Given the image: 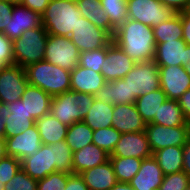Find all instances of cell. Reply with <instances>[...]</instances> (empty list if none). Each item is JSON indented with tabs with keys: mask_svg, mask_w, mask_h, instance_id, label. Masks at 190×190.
I'll return each instance as SVG.
<instances>
[{
	"mask_svg": "<svg viewBox=\"0 0 190 190\" xmlns=\"http://www.w3.org/2000/svg\"><path fill=\"white\" fill-rule=\"evenodd\" d=\"M112 38L136 63L154 60L156 43L151 26L127 19L115 30Z\"/></svg>",
	"mask_w": 190,
	"mask_h": 190,
	"instance_id": "obj_1",
	"label": "cell"
},
{
	"mask_svg": "<svg viewBox=\"0 0 190 190\" xmlns=\"http://www.w3.org/2000/svg\"><path fill=\"white\" fill-rule=\"evenodd\" d=\"M25 69L30 85L41 88L51 97L70 91L71 71L42 60Z\"/></svg>",
	"mask_w": 190,
	"mask_h": 190,
	"instance_id": "obj_2",
	"label": "cell"
},
{
	"mask_svg": "<svg viewBox=\"0 0 190 190\" xmlns=\"http://www.w3.org/2000/svg\"><path fill=\"white\" fill-rule=\"evenodd\" d=\"M82 13L76 0H51L41 15L42 25L48 35L70 37Z\"/></svg>",
	"mask_w": 190,
	"mask_h": 190,
	"instance_id": "obj_3",
	"label": "cell"
},
{
	"mask_svg": "<svg viewBox=\"0 0 190 190\" xmlns=\"http://www.w3.org/2000/svg\"><path fill=\"white\" fill-rule=\"evenodd\" d=\"M95 96L67 91L51 99L50 113L61 123L71 126L82 121L91 109Z\"/></svg>",
	"mask_w": 190,
	"mask_h": 190,
	"instance_id": "obj_4",
	"label": "cell"
},
{
	"mask_svg": "<svg viewBox=\"0 0 190 190\" xmlns=\"http://www.w3.org/2000/svg\"><path fill=\"white\" fill-rule=\"evenodd\" d=\"M48 33L41 27L25 30L23 34L13 41L14 64L21 68L44 60Z\"/></svg>",
	"mask_w": 190,
	"mask_h": 190,
	"instance_id": "obj_5",
	"label": "cell"
},
{
	"mask_svg": "<svg viewBox=\"0 0 190 190\" xmlns=\"http://www.w3.org/2000/svg\"><path fill=\"white\" fill-rule=\"evenodd\" d=\"M128 84L130 101L160 88L158 65L154 61L139 62L123 78Z\"/></svg>",
	"mask_w": 190,
	"mask_h": 190,
	"instance_id": "obj_6",
	"label": "cell"
},
{
	"mask_svg": "<svg viewBox=\"0 0 190 190\" xmlns=\"http://www.w3.org/2000/svg\"><path fill=\"white\" fill-rule=\"evenodd\" d=\"M80 51L69 37L48 35L44 60L72 71L78 64Z\"/></svg>",
	"mask_w": 190,
	"mask_h": 190,
	"instance_id": "obj_7",
	"label": "cell"
},
{
	"mask_svg": "<svg viewBox=\"0 0 190 190\" xmlns=\"http://www.w3.org/2000/svg\"><path fill=\"white\" fill-rule=\"evenodd\" d=\"M69 38L80 53L104 48L113 39L108 32L95 26L83 16L78 19L77 25L72 29Z\"/></svg>",
	"mask_w": 190,
	"mask_h": 190,
	"instance_id": "obj_8",
	"label": "cell"
},
{
	"mask_svg": "<svg viewBox=\"0 0 190 190\" xmlns=\"http://www.w3.org/2000/svg\"><path fill=\"white\" fill-rule=\"evenodd\" d=\"M128 19L154 27L170 19L175 12L159 0H127Z\"/></svg>",
	"mask_w": 190,
	"mask_h": 190,
	"instance_id": "obj_9",
	"label": "cell"
},
{
	"mask_svg": "<svg viewBox=\"0 0 190 190\" xmlns=\"http://www.w3.org/2000/svg\"><path fill=\"white\" fill-rule=\"evenodd\" d=\"M145 133L151 150L154 153L168 146H183L190 138V126L168 127L148 123Z\"/></svg>",
	"mask_w": 190,
	"mask_h": 190,
	"instance_id": "obj_10",
	"label": "cell"
},
{
	"mask_svg": "<svg viewBox=\"0 0 190 190\" xmlns=\"http://www.w3.org/2000/svg\"><path fill=\"white\" fill-rule=\"evenodd\" d=\"M29 82L24 68L13 64L0 73V102L10 104L21 99Z\"/></svg>",
	"mask_w": 190,
	"mask_h": 190,
	"instance_id": "obj_11",
	"label": "cell"
},
{
	"mask_svg": "<svg viewBox=\"0 0 190 190\" xmlns=\"http://www.w3.org/2000/svg\"><path fill=\"white\" fill-rule=\"evenodd\" d=\"M160 88L167 99L178 100L185 91L190 89V76L183 66H158Z\"/></svg>",
	"mask_w": 190,
	"mask_h": 190,
	"instance_id": "obj_12",
	"label": "cell"
},
{
	"mask_svg": "<svg viewBox=\"0 0 190 190\" xmlns=\"http://www.w3.org/2000/svg\"><path fill=\"white\" fill-rule=\"evenodd\" d=\"M135 64L136 62L112 41L107 46V58L104 60L100 72L106 82H111L123 79Z\"/></svg>",
	"mask_w": 190,
	"mask_h": 190,
	"instance_id": "obj_13",
	"label": "cell"
},
{
	"mask_svg": "<svg viewBox=\"0 0 190 190\" xmlns=\"http://www.w3.org/2000/svg\"><path fill=\"white\" fill-rule=\"evenodd\" d=\"M153 152L149 145L145 131L122 133L113 152L109 157H134L145 159Z\"/></svg>",
	"mask_w": 190,
	"mask_h": 190,
	"instance_id": "obj_14",
	"label": "cell"
},
{
	"mask_svg": "<svg viewBox=\"0 0 190 190\" xmlns=\"http://www.w3.org/2000/svg\"><path fill=\"white\" fill-rule=\"evenodd\" d=\"M21 168L37 181L56 172L54 145L42 144L37 152L21 161Z\"/></svg>",
	"mask_w": 190,
	"mask_h": 190,
	"instance_id": "obj_15",
	"label": "cell"
},
{
	"mask_svg": "<svg viewBox=\"0 0 190 190\" xmlns=\"http://www.w3.org/2000/svg\"><path fill=\"white\" fill-rule=\"evenodd\" d=\"M41 145L40 134L34 124L23 133L6 138V154L22 161L37 152Z\"/></svg>",
	"mask_w": 190,
	"mask_h": 190,
	"instance_id": "obj_16",
	"label": "cell"
},
{
	"mask_svg": "<svg viewBox=\"0 0 190 190\" xmlns=\"http://www.w3.org/2000/svg\"><path fill=\"white\" fill-rule=\"evenodd\" d=\"M42 26L41 15L22 4H16L12 10V17L5 27L4 33L10 40L18 39L25 30Z\"/></svg>",
	"mask_w": 190,
	"mask_h": 190,
	"instance_id": "obj_17",
	"label": "cell"
},
{
	"mask_svg": "<svg viewBox=\"0 0 190 190\" xmlns=\"http://www.w3.org/2000/svg\"><path fill=\"white\" fill-rule=\"evenodd\" d=\"M146 125L135 103L114 105L112 126L118 132H141L145 131Z\"/></svg>",
	"mask_w": 190,
	"mask_h": 190,
	"instance_id": "obj_18",
	"label": "cell"
},
{
	"mask_svg": "<svg viewBox=\"0 0 190 190\" xmlns=\"http://www.w3.org/2000/svg\"><path fill=\"white\" fill-rule=\"evenodd\" d=\"M163 178L164 174L152 155L151 157L142 159L140 169L130 180L129 184L134 190H158Z\"/></svg>",
	"mask_w": 190,
	"mask_h": 190,
	"instance_id": "obj_19",
	"label": "cell"
},
{
	"mask_svg": "<svg viewBox=\"0 0 190 190\" xmlns=\"http://www.w3.org/2000/svg\"><path fill=\"white\" fill-rule=\"evenodd\" d=\"M187 44L183 39L156 43L154 62L158 66H186Z\"/></svg>",
	"mask_w": 190,
	"mask_h": 190,
	"instance_id": "obj_20",
	"label": "cell"
},
{
	"mask_svg": "<svg viewBox=\"0 0 190 190\" xmlns=\"http://www.w3.org/2000/svg\"><path fill=\"white\" fill-rule=\"evenodd\" d=\"M106 83L101 72L77 65L71 71L70 91L95 95Z\"/></svg>",
	"mask_w": 190,
	"mask_h": 190,
	"instance_id": "obj_21",
	"label": "cell"
},
{
	"mask_svg": "<svg viewBox=\"0 0 190 190\" xmlns=\"http://www.w3.org/2000/svg\"><path fill=\"white\" fill-rule=\"evenodd\" d=\"M11 113L5 122V139L23 133L35 124V119L27 113L25 104L21 99L8 104Z\"/></svg>",
	"mask_w": 190,
	"mask_h": 190,
	"instance_id": "obj_22",
	"label": "cell"
},
{
	"mask_svg": "<svg viewBox=\"0 0 190 190\" xmlns=\"http://www.w3.org/2000/svg\"><path fill=\"white\" fill-rule=\"evenodd\" d=\"M89 190H110L118 181L110 160L80 173Z\"/></svg>",
	"mask_w": 190,
	"mask_h": 190,
	"instance_id": "obj_23",
	"label": "cell"
},
{
	"mask_svg": "<svg viewBox=\"0 0 190 190\" xmlns=\"http://www.w3.org/2000/svg\"><path fill=\"white\" fill-rule=\"evenodd\" d=\"M52 97L41 88L28 84L21 96L28 114L37 120L50 113Z\"/></svg>",
	"mask_w": 190,
	"mask_h": 190,
	"instance_id": "obj_24",
	"label": "cell"
},
{
	"mask_svg": "<svg viewBox=\"0 0 190 190\" xmlns=\"http://www.w3.org/2000/svg\"><path fill=\"white\" fill-rule=\"evenodd\" d=\"M108 160L109 154L93 143L88 144L73 152V174H80L87 169L104 164Z\"/></svg>",
	"mask_w": 190,
	"mask_h": 190,
	"instance_id": "obj_25",
	"label": "cell"
},
{
	"mask_svg": "<svg viewBox=\"0 0 190 190\" xmlns=\"http://www.w3.org/2000/svg\"><path fill=\"white\" fill-rule=\"evenodd\" d=\"M35 125L44 145H52L66 138L68 126L54 118L51 113L37 119Z\"/></svg>",
	"mask_w": 190,
	"mask_h": 190,
	"instance_id": "obj_26",
	"label": "cell"
},
{
	"mask_svg": "<svg viewBox=\"0 0 190 190\" xmlns=\"http://www.w3.org/2000/svg\"><path fill=\"white\" fill-rule=\"evenodd\" d=\"M78 10L82 16L88 19L95 26L108 32L112 37L115 33V28L103 8L100 0H76Z\"/></svg>",
	"mask_w": 190,
	"mask_h": 190,
	"instance_id": "obj_27",
	"label": "cell"
},
{
	"mask_svg": "<svg viewBox=\"0 0 190 190\" xmlns=\"http://www.w3.org/2000/svg\"><path fill=\"white\" fill-rule=\"evenodd\" d=\"M150 123L168 127L190 126L177 100L172 99H167L161 104L158 113L155 114L154 119Z\"/></svg>",
	"mask_w": 190,
	"mask_h": 190,
	"instance_id": "obj_28",
	"label": "cell"
},
{
	"mask_svg": "<svg viewBox=\"0 0 190 190\" xmlns=\"http://www.w3.org/2000/svg\"><path fill=\"white\" fill-rule=\"evenodd\" d=\"M94 96L95 99L101 102L113 105L132 103L130 101L128 84L123 79L106 82Z\"/></svg>",
	"mask_w": 190,
	"mask_h": 190,
	"instance_id": "obj_29",
	"label": "cell"
},
{
	"mask_svg": "<svg viewBox=\"0 0 190 190\" xmlns=\"http://www.w3.org/2000/svg\"><path fill=\"white\" fill-rule=\"evenodd\" d=\"M164 175L183 171V146H168L153 153Z\"/></svg>",
	"mask_w": 190,
	"mask_h": 190,
	"instance_id": "obj_30",
	"label": "cell"
},
{
	"mask_svg": "<svg viewBox=\"0 0 190 190\" xmlns=\"http://www.w3.org/2000/svg\"><path fill=\"white\" fill-rule=\"evenodd\" d=\"M113 110V104L94 99L91 109L82 121L90 126L92 130L109 128L112 126Z\"/></svg>",
	"mask_w": 190,
	"mask_h": 190,
	"instance_id": "obj_31",
	"label": "cell"
},
{
	"mask_svg": "<svg viewBox=\"0 0 190 190\" xmlns=\"http://www.w3.org/2000/svg\"><path fill=\"white\" fill-rule=\"evenodd\" d=\"M167 100L166 94L161 88L136 98V107L146 124L150 123L162 103Z\"/></svg>",
	"mask_w": 190,
	"mask_h": 190,
	"instance_id": "obj_32",
	"label": "cell"
},
{
	"mask_svg": "<svg viewBox=\"0 0 190 190\" xmlns=\"http://www.w3.org/2000/svg\"><path fill=\"white\" fill-rule=\"evenodd\" d=\"M152 28L155 43L174 41L183 37L181 16L178 13Z\"/></svg>",
	"mask_w": 190,
	"mask_h": 190,
	"instance_id": "obj_33",
	"label": "cell"
},
{
	"mask_svg": "<svg viewBox=\"0 0 190 190\" xmlns=\"http://www.w3.org/2000/svg\"><path fill=\"white\" fill-rule=\"evenodd\" d=\"M93 140V130L83 121L75 122L68 126L65 141L72 152L82 149Z\"/></svg>",
	"mask_w": 190,
	"mask_h": 190,
	"instance_id": "obj_34",
	"label": "cell"
},
{
	"mask_svg": "<svg viewBox=\"0 0 190 190\" xmlns=\"http://www.w3.org/2000/svg\"><path fill=\"white\" fill-rule=\"evenodd\" d=\"M116 179L121 183H129L140 169L142 159L134 157H109Z\"/></svg>",
	"mask_w": 190,
	"mask_h": 190,
	"instance_id": "obj_35",
	"label": "cell"
},
{
	"mask_svg": "<svg viewBox=\"0 0 190 190\" xmlns=\"http://www.w3.org/2000/svg\"><path fill=\"white\" fill-rule=\"evenodd\" d=\"M100 2L115 29L128 19L127 0H100Z\"/></svg>",
	"mask_w": 190,
	"mask_h": 190,
	"instance_id": "obj_36",
	"label": "cell"
},
{
	"mask_svg": "<svg viewBox=\"0 0 190 190\" xmlns=\"http://www.w3.org/2000/svg\"><path fill=\"white\" fill-rule=\"evenodd\" d=\"M122 133L118 132L113 126L93 130L92 143L111 155Z\"/></svg>",
	"mask_w": 190,
	"mask_h": 190,
	"instance_id": "obj_37",
	"label": "cell"
},
{
	"mask_svg": "<svg viewBox=\"0 0 190 190\" xmlns=\"http://www.w3.org/2000/svg\"><path fill=\"white\" fill-rule=\"evenodd\" d=\"M54 145V162L58 172L73 174V152L65 140L57 141Z\"/></svg>",
	"mask_w": 190,
	"mask_h": 190,
	"instance_id": "obj_38",
	"label": "cell"
},
{
	"mask_svg": "<svg viewBox=\"0 0 190 190\" xmlns=\"http://www.w3.org/2000/svg\"><path fill=\"white\" fill-rule=\"evenodd\" d=\"M107 58V46L104 48L80 53V66L100 72L104 60Z\"/></svg>",
	"mask_w": 190,
	"mask_h": 190,
	"instance_id": "obj_39",
	"label": "cell"
},
{
	"mask_svg": "<svg viewBox=\"0 0 190 190\" xmlns=\"http://www.w3.org/2000/svg\"><path fill=\"white\" fill-rule=\"evenodd\" d=\"M70 175L58 171L51 173L43 179L38 180L37 190H65Z\"/></svg>",
	"mask_w": 190,
	"mask_h": 190,
	"instance_id": "obj_40",
	"label": "cell"
},
{
	"mask_svg": "<svg viewBox=\"0 0 190 190\" xmlns=\"http://www.w3.org/2000/svg\"><path fill=\"white\" fill-rule=\"evenodd\" d=\"M38 181L29 176L22 168L4 186L5 190H37Z\"/></svg>",
	"mask_w": 190,
	"mask_h": 190,
	"instance_id": "obj_41",
	"label": "cell"
},
{
	"mask_svg": "<svg viewBox=\"0 0 190 190\" xmlns=\"http://www.w3.org/2000/svg\"><path fill=\"white\" fill-rule=\"evenodd\" d=\"M189 184L190 177L184 171H180L164 175L158 190H186Z\"/></svg>",
	"mask_w": 190,
	"mask_h": 190,
	"instance_id": "obj_42",
	"label": "cell"
},
{
	"mask_svg": "<svg viewBox=\"0 0 190 190\" xmlns=\"http://www.w3.org/2000/svg\"><path fill=\"white\" fill-rule=\"evenodd\" d=\"M21 169V160L6 156L0 160V182L6 185Z\"/></svg>",
	"mask_w": 190,
	"mask_h": 190,
	"instance_id": "obj_43",
	"label": "cell"
},
{
	"mask_svg": "<svg viewBox=\"0 0 190 190\" xmlns=\"http://www.w3.org/2000/svg\"><path fill=\"white\" fill-rule=\"evenodd\" d=\"M13 41L10 40L4 33L0 32V60L8 66L14 64L13 56Z\"/></svg>",
	"mask_w": 190,
	"mask_h": 190,
	"instance_id": "obj_44",
	"label": "cell"
},
{
	"mask_svg": "<svg viewBox=\"0 0 190 190\" xmlns=\"http://www.w3.org/2000/svg\"><path fill=\"white\" fill-rule=\"evenodd\" d=\"M14 4L7 0H0V32H3L12 17Z\"/></svg>",
	"mask_w": 190,
	"mask_h": 190,
	"instance_id": "obj_45",
	"label": "cell"
},
{
	"mask_svg": "<svg viewBox=\"0 0 190 190\" xmlns=\"http://www.w3.org/2000/svg\"><path fill=\"white\" fill-rule=\"evenodd\" d=\"M65 190H89L80 174H71L68 177Z\"/></svg>",
	"mask_w": 190,
	"mask_h": 190,
	"instance_id": "obj_46",
	"label": "cell"
},
{
	"mask_svg": "<svg viewBox=\"0 0 190 190\" xmlns=\"http://www.w3.org/2000/svg\"><path fill=\"white\" fill-rule=\"evenodd\" d=\"M51 0H23L22 5L42 15Z\"/></svg>",
	"mask_w": 190,
	"mask_h": 190,
	"instance_id": "obj_47",
	"label": "cell"
},
{
	"mask_svg": "<svg viewBox=\"0 0 190 190\" xmlns=\"http://www.w3.org/2000/svg\"><path fill=\"white\" fill-rule=\"evenodd\" d=\"M185 118L190 123V89L185 91L177 100Z\"/></svg>",
	"mask_w": 190,
	"mask_h": 190,
	"instance_id": "obj_48",
	"label": "cell"
},
{
	"mask_svg": "<svg viewBox=\"0 0 190 190\" xmlns=\"http://www.w3.org/2000/svg\"><path fill=\"white\" fill-rule=\"evenodd\" d=\"M163 5L172 9L175 13L184 12L189 0H159Z\"/></svg>",
	"mask_w": 190,
	"mask_h": 190,
	"instance_id": "obj_49",
	"label": "cell"
},
{
	"mask_svg": "<svg viewBox=\"0 0 190 190\" xmlns=\"http://www.w3.org/2000/svg\"><path fill=\"white\" fill-rule=\"evenodd\" d=\"M178 14L181 16L182 21V39L186 42L187 45H190V14H187L185 11L179 12Z\"/></svg>",
	"mask_w": 190,
	"mask_h": 190,
	"instance_id": "obj_50",
	"label": "cell"
},
{
	"mask_svg": "<svg viewBox=\"0 0 190 190\" xmlns=\"http://www.w3.org/2000/svg\"><path fill=\"white\" fill-rule=\"evenodd\" d=\"M183 171L190 177V138L183 145Z\"/></svg>",
	"mask_w": 190,
	"mask_h": 190,
	"instance_id": "obj_51",
	"label": "cell"
},
{
	"mask_svg": "<svg viewBox=\"0 0 190 190\" xmlns=\"http://www.w3.org/2000/svg\"><path fill=\"white\" fill-rule=\"evenodd\" d=\"M10 114L8 104L0 102V137H5V122Z\"/></svg>",
	"mask_w": 190,
	"mask_h": 190,
	"instance_id": "obj_52",
	"label": "cell"
},
{
	"mask_svg": "<svg viewBox=\"0 0 190 190\" xmlns=\"http://www.w3.org/2000/svg\"><path fill=\"white\" fill-rule=\"evenodd\" d=\"M110 190H134L129 183L117 182Z\"/></svg>",
	"mask_w": 190,
	"mask_h": 190,
	"instance_id": "obj_53",
	"label": "cell"
},
{
	"mask_svg": "<svg viewBox=\"0 0 190 190\" xmlns=\"http://www.w3.org/2000/svg\"><path fill=\"white\" fill-rule=\"evenodd\" d=\"M6 156V139L5 137H0V160Z\"/></svg>",
	"mask_w": 190,
	"mask_h": 190,
	"instance_id": "obj_54",
	"label": "cell"
},
{
	"mask_svg": "<svg viewBox=\"0 0 190 190\" xmlns=\"http://www.w3.org/2000/svg\"><path fill=\"white\" fill-rule=\"evenodd\" d=\"M186 61H187V65L184 66V70L190 76V45H187Z\"/></svg>",
	"mask_w": 190,
	"mask_h": 190,
	"instance_id": "obj_55",
	"label": "cell"
},
{
	"mask_svg": "<svg viewBox=\"0 0 190 190\" xmlns=\"http://www.w3.org/2000/svg\"><path fill=\"white\" fill-rule=\"evenodd\" d=\"M7 64L0 60V73L7 68Z\"/></svg>",
	"mask_w": 190,
	"mask_h": 190,
	"instance_id": "obj_56",
	"label": "cell"
},
{
	"mask_svg": "<svg viewBox=\"0 0 190 190\" xmlns=\"http://www.w3.org/2000/svg\"><path fill=\"white\" fill-rule=\"evenodd\" d=\"M9 3H12L14 5L21 4L23 0H7Z\"/></svg>",
	"mask_w": 190,
	"mask_h": 190,
	"instance_id": "obj_57",
	"label": "cell"
},
{
	"mask_svg": "<svg viewBox=\"0 0 190 190\" xmlns=\"http://www.w3.org/2000/svg\"><path fill=\"white\" fill-rule=\"evenodd\" d=\"M185 12H186L187 14H190V0H189V2H188V6H187Z\"/></svg>",
	"mask_w": 190,
	"mask_h": 190,
	"instance_id": "obj_58",
	"label": "cell"
},
{
	"mask_svg": "<svg viewBox=\"0 0 190 190\" xmlns=\"http://www.w3.org/2000/svg\"><path fill=\"white\" fill-rule=\"evenodd\" d=\"M4 186V183L0 182V190H5Z\"/></svg>",
	"mask_w": 190,
	"mask_h": 190,
	"instance_id": "obj_59",
	"label": "cell"
}]
</instances>
